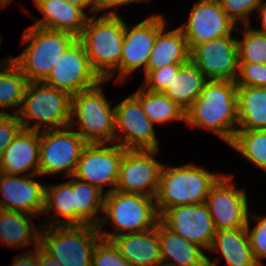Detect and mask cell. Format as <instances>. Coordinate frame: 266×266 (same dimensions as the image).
<instances>
[{
	"label": "cell",
	"instance_id": "cell-1",
	"mask_svg": "<svg viewBox=\"0 0 266 266\" xmlns=\"http://www.w3.org/2000/svg\"><path fill=\"white\" fill-rule=\"evenodd\" d=\"M184 124L206 129L230 145L238 126L235 82L208 80L201 94L185 111Z\"/></svg>",
	"mask_w": 266,
	"mask_h": 266
},
{
	"label": "cell",
	"instance_id": "cell-2",
	"mask_svg": "<svg viewBox=\"0 0 266 266\" xmlns=\"http://www.w3.org/2000/svg\"><path fill=\"white\" fill-rule=\"evenodd\" d=\"M220 176L194 163L176 167L163 165L155 196L159 216L176 206L204 204Z\"/></svg>",
	"mask_w": 266,
	"mask_h": 266
},
{
	"label": "cell",
	"instance_id": "cell-3",
	"mask_svg": "<svg viewBox=\"0 0 266 266\" xmlns=\"http://www.w3.org/2000/svg\"><path fill=\"white\" fill-rule=\"evenodd\" d=\"M77 39L69 32L28 26L22 34L25 49L10 59L28 82H44L66 49Z\"/></svg>",
	"mask_w": 266,
	"mask_h": 266
},
{
	"label": "cell",
	"instance_id": "cell-4",
	"mask_svg": "<svg viewBox=\"0 0 266 266\" xmlns=\"http://www.w3.org/2000/svg\"><path fill=\"white\" fill-rule=\"evenodd\" d=\"M78 39L83 43L92 69L107 80L120 66L124 20L120 14L89 16Z\"/></svg>",
	"mask_w": 266,
	"mask_h": 266
},
{
	"label": "cell",
	"instance_id": "cell-5",
	"mask_svg": "<svg viewBox=\"0 0 266 266\" xmlns=\"http://www.w3.org/2000/svg\"><path fill=\"white\" fill-rule=\"evenodd\" d=\"M108 221H112V232L102 229ZM159 221L154 197L114 190L104 196L103 215L97 228L102 239L111 240L122 234L153 229Z\"/></svg>",
	"mask_w": 266,
	"mask_h": 266
},
{
	"label": "cell",
	"instance_id": "cell-6",
	"mask_svg": "<svg viewBox=\"0 0 266 266\" xmlns=\"http://www.w3.org/2000/svg\"><path fill=\"white\" fill-rule=\"evenodd\" d=\"M71 97L44 82H28L17 113L23 129L41 131L44 126V130L69 127Z\"/></svg>",
	"mask_w": 266,
	"mask_h": 266
},
{
	"label": "cell",
	"instance_id": "cell-7",
	"mask_svg": "<svg viewBox=\"0 0 266 266\" xmlns=\"http://www.w3.org/2000/svg\"><path fill=\"white\" fill-rule=\"evenodd\" d=\"M105 82L71 97L69 127L74 128L77 123L76 132L87 143H114L115 106L105 96L101 86Z\"/></svg>",
	"mask_w": 266,
	"mask_h": 266
},
{
	"label": "cell",
	"instance_id": "cell-8",
	"mask_svg": "<svg viewBox=\"0 0 266 266\" xmlns=\"http://www.w3.org/2000/svg\"><path fill=\"white\" fill-rule=\"evenodd\" d=\"M100 239L93 225H43L40 232V246L62 266H91Z\"/></svg>",
	"mask_w": 266,
	"mask_h": 266
},
{
	"label": "cell",
	"instance_id": "cell-9",
	"mask_svg": "<svg viewBox=\"0 0 266 266\" xmlns=\"http://www.w3.org/2000/svg\"><path fill=\"white\" fill-rule=\"evenodd\" d=\"M86 145L75 128L41 130L39 175L52 176L63 171L65 177L72 176Z\"/></svg>",
	"mask_w": 266,
	"mask_h": 266
},
{
	"label": "cell",
	"instance_id": "cell-10",
	"mask_svg": "<svg viewBox=\"0 0 266 266\" xmlns=\"http://www.w3.org/2000/svg\"><path fill=\"white\" fill-rule=\"evenodd\" d=\"M166 24L167 20L162 14L151 15L134 26H129L124 21V41L120 66L106 81H110L118 75L115 80L124 83L136 70L143 68L145 72L157 33L167 26Z\"/></svg>",
	"mask_w": 266,
	"mask_h": 266
},
{
	"label": "cell",
	"instance_id": "cell-11",
	"mask_svg": "<svg viewBox=\"0 0 266 266\" xmlns=\"http://www.w3.org/2000/svg\"><path fill=\"white\" fill-rule=\"evenodd\" d=\"M125 150L117 143H87L72 176L98 187L105 194L112 192L118 181ZM104 186L112 187L104 191Z\"/></svg>",
	"mask_w": 266,
	"mask_h": 266
},
{
	"label": "cell",
	"instance_id": "cell-12",
	"mask_svg": "<svg viewBox=\"0 0 266 266\" xmlns=\"http://www.w3.org/2000/svg\"><path fill=\"white\" fill-rule=\"evenodd\" d=\"M154 127L133 94L115 106L114 143L124 149L159 150Z\"/></svg>",
	"mask_w": 266,
	"mask_h": 266
},
{
	"label": "cell",
	"instance_id": "cell-13",
	"mask_svg": "<svg viewBox=\"0 0 266 266\" xmlns=\"http://www.w3.org/2000/svg\"><path fill=\"white\" fill-rule=\"evenodd\" d=\"M232 174H222L212 185L205 204L216 230L246 227L249 217L248 194L237 188Z\"/></svg>",
	"mask_w": 266,
	"mask_h": 266
},
{
	"label": "cell",
	"instance_id": "cell-14",
	"mask_svg": "<svg viewBox=\"0 0 266 266\" xmlns=\"http://www.w3.org/2000/svg\"><path fill=\"white\" fill-rule=\"evenodd\" d=\"M102 81L90 65L83 43L77 38L61 55L44 83L72 96Z\"/></svg>",
	"mask_w": 266,
	"mask_h": 266
},
{
	"label": "cell",
	"instance_id": "cell-15",
	"mask_svg": "<svg viewBox=\"0 0 266 266\" xmlns=\"http://www.w3.org/2000/svg\"><path fill=\"white\" fill-rule=\"evenodd\" d=\"M160 150H125L115 190L156 196L164 164L154 157Z\"/></svg>",
	"mask_w": 266,
	"mask_h": 266
},
{
	"label": "cell",
	"instance_id": "cell-16",
	"mask_svg": "<svg viewBox=\"0 0 266 266\" xmlns=\"http://www.w3.org/2000/svg\"><path fill=\"white\" fill-rule=\"evenodd\" d=\"M218 0H199L190 9L189 19L179 28L191 52L197 45L215 38L233 36L237 29Z\"/></svg>",
	"mask_w": 266,
	"mask_h": 266
},
{
	"label": "cell",
	"instance_id": "cell-17",
	"mask_svg": "<svg viewBox=\"0 0 266 266\" xmlns=\"http://www.w3.org/2000/svg\"><path fill=\"white\" fill-rule=\"evenodd\" d=\"M236 39L234 36L215 38L190 52L207 80L235 81L239 66Z\"/></svg>",
	"mask_w": 266,
	"mask_h": 266
},
{
	"label": "cell",
	"instance_id": "cell-18",
	"mask_svg": "<svg viewBox=\"0 0 266 266\" xmlns=\"http://www.w3.org/2000/svg\"><path fill=\"white\" fill-rule=\"evenodd\" d=\"M160 221L189 242L204 250L210 249L216 228L205 203L169 208L160 216Z\"/></svg>",
	"mask_w": 266,
	"mask_h": 266
},
{
	"label": "cell",
	"instance_id": "cell-19",
	"mask_svg": "<svg viewBox=\"0 0 266 266\" xmlns=\"http://www.w3.org/2000/svg\"><path fill=\"white\" fill-rule=\"evenodd\" d=\"M38 176L0 172V209L43 215L46 184L35 181Z\"/></svg>",
	"mask_w": 266,
	"mask_h": 266
},
{
	"label": "cell",
	"instance_id": "cell-20",
	"mask_svg": "<svg viewBox=\"0 0 266 266\" xmlns=\"http://www.w3.org/2000/svg\"><path fill=\"white\" fill-rule=\"evenodd\" d=\"M39 151L40 131L22 129L2 153L0 172L11 175H39Z\"/></svg>",
	"mask_w": 266,
	"mask_h": 266
},
{
	"label": "cell",
	"instance_id": "cell-21",
	"mask_svg": "<svg viewBox=\"0 0 266 266\" xmlns=\"http://www.w3.org/2000/svg\"><path fill=\"white\" fill-rule=\"evenodd\" d=\"M34 4L43 17L41 19L33 17L32 25L69 32L77 38L82 34L89 18L86 11L70 4L67 0H37Z\"/></svg>",
	"mask_w": 266,
	"mask_h": 266
},
{
	"label": "cell",
	"instance_id": "cell-22",
	"mask_svg": "<svg viewBox=\"0 0 266 266\" xmlns=\"http://www.w3.org/2000/svg\"><path fill=\"white\" fill-rule=\"evenodd\" d=\"M111 241L131 266H162L156 227L143 232L115 236Z\"/></svg>",
	"mask_w": 266,
	"mask_h": 266
},
{
	"label": "cell",
	"instance_id": "cell-23",
	"mask_svg": "<svg viewBox=\"0 0 266 266\" xmlns=\"http://www.w3.org/2000/svg\"><path fill=\"white\" fill-rule=\"evenodd\" d=\"M156 230L162 266H208V256L201 247L172 232L161 221Z\"/></svg>",
	"mask_w": 266,
	"mask_h": 266
},
{
	"label": "cell",
	"instance_id": "cell-24",
	"mask_svg": "<svg viewBox=\"0 0 266 266\" xmlns=\"http://www.w3.org/2000/svg\"><path fill=\"white\" fill-rule=\"evenodd\" d=\"M31 217L39 218L24 212L0 209V246L18 250L30 245L33 248L39 246L43 225L36 226Z\"/></svg>",
	"mask_w": 266,
	"mask_h": 266
},
{
	"label": "cell",
	"instance_id": "cell-25",
	"mask_svg": "<svg viewBox=\"0 0 266 266\" xmlns=\"http://www.w3.org/2000/svg\"><path fill=\"white\" fill-rule=\"evenodd\" d=\"M207 81L206 77L199 71L198 64L189 57L182 63L163 93L186 111L201 94Z\"/></svg>",
	"mask_w": 266,
	"mask_h": 266
},
{
	"label": "cell",
	"instance_id": "cell-26",
	"mask_svg": "<svg viewBox=\"0 0 266 266\" xmlns=\"http://www.w3.org/2000/svg\"><path fill=\"white\" fill-rule=\"evenodd\" d=\"M208 251L221 253L227 266H259L254 259L245 227L216 230Z\"/></svg>",
	"mask_w": 266,
	"mask_h": 266
},
{
	"label": "cell",
	"instance_id": "cell-27",
	"mask_svg": "<svg viewBox=\"0 0 266 266\" xmlns=\"http://www.w3.org/2000/svg\"><path fill=\"white\" fill-rule=\"evenodd\" d=\"M164 26L156 40L146 65V70H157L171 64H182L190 57L187 40L177 27L166 32Z\"/></svg>",
	"mask_w": 266,
	"mask_h": 266
},
{
	"label": "cell",
	"instance_id": "cell-28",
	"mask_svg": "<svg viewBox=\"0 0 266 266\" xmlns=\"http://www.w3.org/2000/svg\"><path fill=\"white\" fill-rule=\"evenodd\" d=\"M47 185L45 188V207L43 211V214L46 216L45 220H47L44 221L43 225H75L73 176H70L69 180L65 182ZM50 211H54L55 214L51 215Z\"/></svg>",
	"mask_w": 266,
	"mask_h": 266
},
{
	"label": "cell",
	"instance_id": "cell-29",
	"mask_svg": "<svg viewBox=\"0 0 266 266\" xmlns=\"http://www.w3.org/2000/svg\"><path fill=\"white\" fill-rule=\"evenodd\" d=\"M237 130L266 129V87L237 86Z\"/></svg>",
	"mask_w": 266,
	"mask_h": 266
},
{
	"label": "cell",
	"instance_id": "cell-30",
	"mask_svg": "<svg viewBox=\"0 0 266 266\" xmlns=\"http://www.w3.org/2000/svg\"><path fill=\"white\" fill-rule=\"evenodd\" d=\"M73 192L75 225H93L98 227L103 215L105 193L98 187L75 177H73Z\"/></svg>",
	"mask_w": 266,
	"mask_h": 266
},
{
	"label": "cell",
	"instance_id": "cell-31",
	"mask_svg": "<svg viewBox=\"0 0 266 266\" xmlns=\"http://www.w3.org/2000/svg\"><path fill=\"white\" fill-rule=\"evenodd\" d=\"M141 103L148 119L157 125L185 122V111L162 92H152L139 87L132 93Z\"/></svg>",
	"mask_w": 266,
	"mask_h": 266
},
{
	"label": "cell",
	"instance_id": "cell-32",
	"mask_svg": "<svg viewBox=\"0 0 266 266\" xmlns=\"http://www.w3.org/2000/svg\"><path fill=\"white\" fill-rule=\"evenodd\" d=\"M27 83L26 77L11 59L1 67L0 114H9V108H17L11 114H17L19 112L23 103Z\"/></svg>",
	"mask_w": 266,
	"mask_h": 266
},
{
	"label": "cell",
	"instance_id": "cell-33",
	"mask_svg": "<svg viewBox=\"0 0 266 266\" xmlns=\"http://www.w3.org/2000/svg\"><path fill=\"white\" fill-rule=\"evenodd\" d=\"M229 146L247 161L266 171V129L237 130Z\"/></svg>",
	"mask_w": 266,
	"mask_h": 266
},
{
	"label": "cell",
	"instance_id": "cell-34",
	"mask_svg": "<svg viewBox=\"0 0 266 266\" xmlns=\"http://www.w3.org/2000/svg\"><path fill=\"white\" fill-rule=\"evenodd\" d=\"M237 27L236 31L243 37H237L239 63L266 64V33L255 30L252 24ZM241 31V32H240Z\"/></svg>",
	"mask_w": 266,
	"mask_h": 266
},
{
	"label": "cell",
	"instance_id": "cell-35",
	"mask_svg": "<svg viewBox=\"0 0 266 266\" xmlns=\"http://www.w3.org/2000/svg\"><path fill=\"white\" fill-rule=\"evenodd\" d=\"M251 216L256 222V226L253 229L250 228L249 215L248 222L245 227L248 234L250 247L252 249L254 259L259 266H265L263 260L266 259V216L254 214H251Z\"/></svg>",
	"mask_w": 266,
	"mask_h": 266
},
{
	"label": "cell",
	"instance_id": "cell-36",
	"mask_svg": "<svg viewBox=\"0 0 266 266\" xmlns=\"http://www.w3.org/2000/svg\"><path fill=\"white\" fill-rule=\"evenodd\" d=\"M91 266H131L111 240L100 239L94 247Z\"/></svg>",
	"mask_w": 266,
	"mask_h": 266
},
{
	"label": "cell",
	"instance_id": "cell-37",
	"mask_svg": "<svg viewBox=\"0 0 266 266\" xmlns=\"http://www.w3.org/2000/svg\"><path fill=\"white\" fill-rule=\"evenodd\" d=\"M227 16L236 24H251L250 13L257 11L262 0H218Z\"/></svg>",
	"mask_w": 266,
	"mask_h": 266
},
{
	"label": "cell",
	"instance_id": "cell-38",
	"mask_svg": "<svg viewBox=\"0 0 266 266\" xmlns=\"http://www.w3.org/2000/svg\"><path fill=\"white\" fill-rule=\"evenodd\" d=\"M182 64H171L157 70H146L144 72V83L141 85L144 89L152 92H164L170 85L173 76L177 74Z\"/></svg>",
	"mask_w": 266,
	"mask_h": 266
},
{
	"label": "cell",
	"instance_id": "cell-39",
	"mask_svg": "<svg viewBox=\"0 0 266 266\" xmlns=\"http://www.w3.org/2000/svg\"><path fill=\"white\" fill-rule=\"evenodd\" d=\"M234 82L237 86L266 87V64L239 63Z\"/></svg>",
	"mask_w": 266,
	"mask_h": 266
},
{
	"label": "cell",
	"instance_id": "cell-40",
	"mask_svg": "<svg viewBox=\"0 0 266 266\" xmlns=\"http://www.w3.org/2000/svg\"><path fill=\"white\" fill-rule=\"evenodd\" d=\"M22 129L17 114H0V157Z\"/></svg>",
	"mask_w": 266,
	"mask_h": 266
},
{
	"label": "cell",
	"instance_id": "cell-41",
	"mask_svg": "<svg viewBox=\"0 0 266 266\" xmlns=\"http://www.w3.org/2000/svg\"><path fill=\"white\" fill-rule=\"evenodd\" d=\"M144 1H150V0H98V13L111 8V11L105 14L117 15L118 14L117 9L120 6H124L135 2L137 3L144 2Z\"/></svg>",
	"mask_w": 266,
	"mask_h": 266
},
{
	"label": "cell",
	"instance_id": "cell-42",
	"mask_svg": "<svg viewBox=\"0 0 266 266\" xmlns=\"http://www.w3.org/2000/svg\"><path fill=\"white\" fill-rule=\"evenodd\" d=\"M12 266H39L37 257V247L33 250L25 251L23 254L14 256Z\"/></svg>",
	"mask_w": 266,
	"mask_h": 266
},
{
	"label": "cell",
	"instance_id": "cell-43",
	"mask_svg": "<svg viewBox=\"0 0 266 266\" xmlns=\"http://www.w3.org/2000/svg\"><path fill=\"white\" fill-rule=\"evenodd\" d=\"M39 266H62L54 257L48 254L40 245L37 246Z\"/></svg>",
	"mask_w": 266,
	"mask_h": 266
},
{
	"label": "cell",
	"instance_id": "cell-44",
	"mask_svg": "<svg viewBox=\"0 0 266 266\" xmlns=\"http://www.w3.org/2000/svg\"><path fill=\"white\" fill-rule=\"evenodd\" d=\"M67 1L70 4L78 6L83 10L89 8L87 12H89L91 15L98 14V0H67Z\"/></svg>",
	"mask_w": 266,
	"mask_h": 266
},
{
	"label": "cell",
	"instance_id": "cell-45",
	"mask_svg": "<svg viewBox=\"0 0 266 266\" xmlns=\"http://www.w3.org/2000/svg\"><path fill=\"white\" fill-rule=\"evenodd\" d=\"M256 13H258V17L261 18V25L260 29H256L259 32L266 33V1L262 0L260 7L257 9Z\"/></svg>",
	"mask_w": 266,
	"mask_h": 266
},
{
	"label": "cell",
	"instance_id": "cell-46",
	"mask_svg": "<svg viewBox=\"0 0 266 266\" xmlns=\"http://www.w3.org/2000/svg\"><path fill=\"white\" fill-rule=\"evenodd\" d=\"M219 261V259H214V261H212L209 257H207L208 266H217Z\"/></svg>",
	"mask_w": 266,
	"mask_h": 266
},
{
	"label": "cell",
	"instance_id": "cell-47",
	"mask_svg": "<svg viewBox=\"0 0 266 266\" xmlns=\"http://www.w3.org/2000/svg\"><path fill=\"white\" fill-rule=\"evenodd\" d=\"M11 3V0H0V8L7 7Z\"/></svg>",
	"mask_w": 266,
	"mask_h": 266
},
{
	"label": "cell",
	"instance_id": "cell-48",
	"mask_svg": "<svg viewBox=\"0 0 266 266\" xmlns=\"http://www.w3.org/2000/svg\"><path fill=\"white\" fill-rule=\"evenodd\" d=\"M1 39H2V38L0 37V46H1V43H2V42H1ZM9 59H10V57H9L8 59H7V58H6V59H3V60H2L3 63L0 64V68H1V67H2V66H3V65H4Z\"/></svg>",
	"mask_w": 266,
	"mask_h": 266
}]
</instances>
